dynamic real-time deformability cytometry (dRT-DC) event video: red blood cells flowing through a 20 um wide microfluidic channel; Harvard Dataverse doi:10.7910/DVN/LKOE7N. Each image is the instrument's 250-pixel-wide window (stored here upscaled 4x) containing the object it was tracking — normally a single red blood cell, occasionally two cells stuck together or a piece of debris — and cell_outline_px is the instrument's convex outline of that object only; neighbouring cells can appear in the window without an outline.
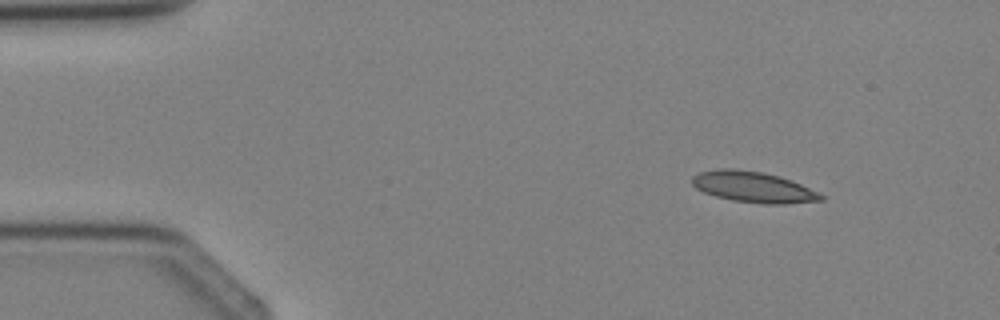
{"species": "Egyptian fruit bat (a non-hibernating species)", "species_latin": "Rousettus aegyptiacus", "temperature_condition": "cold", "stored_images_in_passage": 4, "camera_frame_rate_fps": 3000, "um_per_image_px": 0.085, "animal": {"sex": "female"}, "frame": {"image": 1, "passage_image": 1, "time_ms": 0.0, "image_size_px": [1000, 320], "cell_outline_px": [[824, 200], [784, 204], [764, 204], [732, 200], [716, 196], [704, 192], [696, 188], [692, 184], [692, 176], [700, 172], [716, 168], [732, 168], [764, 172], [800, 184], [824, 196]], "centroid_in_image_um": [63.98, 15.89], "position_along_channel_um": 21.0, "area_um2": 22.95}}
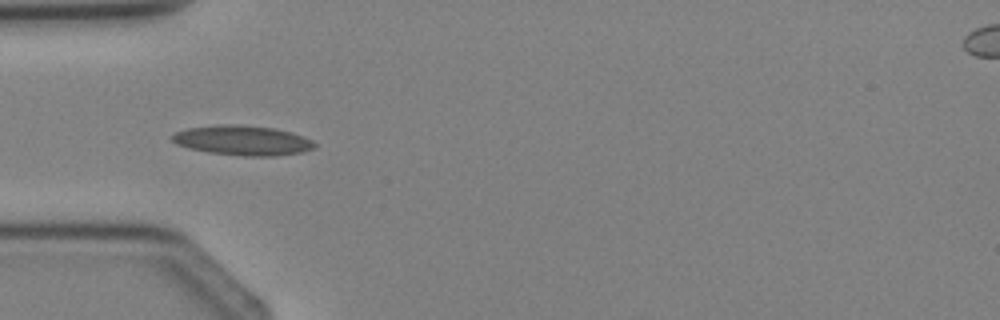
{"frame": {"image": 2, "passage_image": 3, "time_ms": 2.333, "image_size_px": [1000, 320], "cell_outline_px": [[316, 148], [304, 152], [272, 156], [244, 156], [208, 152], [188, 148], [176, 144], [172, 140], [172, 136], [176, 132], [188, 128], [216, 124], [240, 124], [276, 128], [292, 132], [312, 140], [316, 144]], "centroid_in_image_um": [20.65, 11.93], "position_along_channel_um": 64.4, "area_um2": 24.97}}
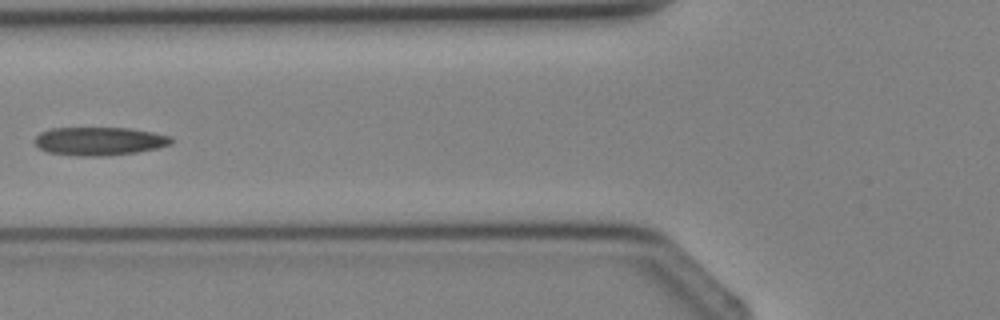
{"frame": {"image": 3, "passage_image": 4, "time_ms": 3.333, "image_size_px": [1000, 320], "cell_outline_px": [[172, 144], [156, 148], [136, 152], [100, 156], [84, 156], [48, 152], [40, 148], [32, 140], [40, 132], [48, 128], [128, 128], [152, 132], [172, 136]], "centroid_in_image_um": [8.43, 11.99], "position_along_channel_um": 117.4, "area_um2": 22.43}}